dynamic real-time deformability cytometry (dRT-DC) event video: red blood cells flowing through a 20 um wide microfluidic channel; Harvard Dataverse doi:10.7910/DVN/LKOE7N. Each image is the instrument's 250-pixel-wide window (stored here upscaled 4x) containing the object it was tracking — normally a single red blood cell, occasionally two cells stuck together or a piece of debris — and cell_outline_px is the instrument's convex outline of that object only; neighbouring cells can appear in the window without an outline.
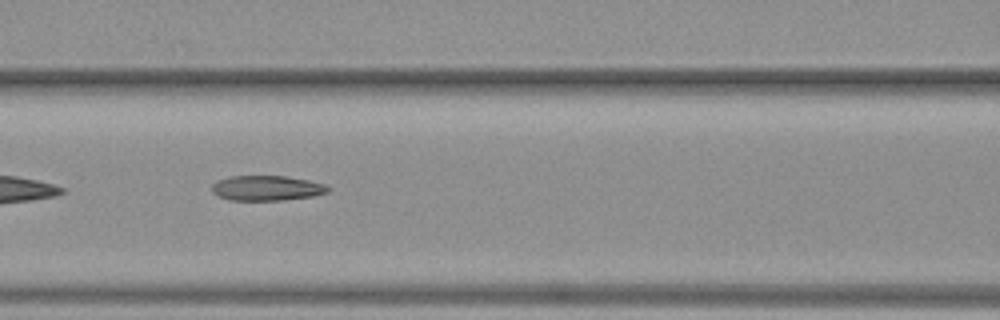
{"species": "common noctule bat (a hibernating species)", "species_latin": "Nyctalus noctula", "temperature_condition": "warm", "stored_images_in_passage": 42, "camera_frame_rate_fps": 3000, "um_per_image_px": 0.085, "animal": {"sex": "female", "body_mass_g": 19.3, "forearm_length_mm": 54.1}, "frame": {"image": 1, "passage_image": 17, "time_ms": 5.333, "image_size_px": [1000, 320], "cell_outline_px": [[332, 188], [328, 192], [312, 196], [284, 200], [228, 200], [212, 192], [212, 184], [216, 180], [232, 176], [288, 176], [308, 180], [324, 184]], "centroid_in_image_um": [22.68, 15.98], "position_along_channel_um": 143.9, "area_um2": 16.99}}
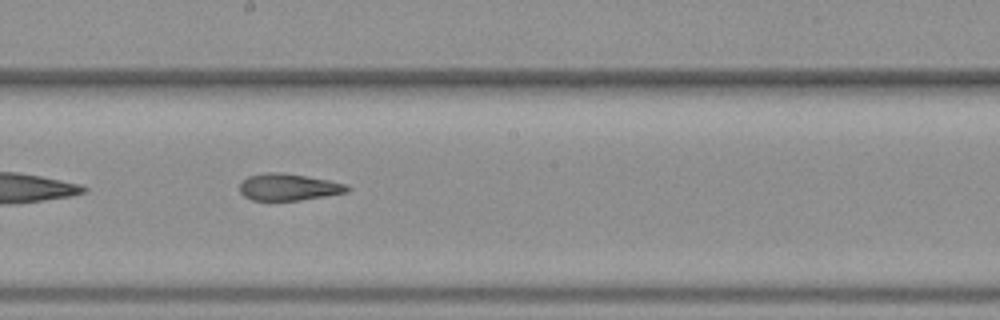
{"frame": {"image": 2, "passage_image": 23, "time_ms": 7.333, "image_size_px": [1000, 320], "cell_outline_px": [[352, 188], [348, 192], [324, 196], [296, 200], [252, 200], [244, 196], [240, 192], [240, 184], [248, 176], [268, 172], [280, 172], [328, 180], [348, 184]], "centroid_in_image_um": [24.54, 15.9], "position_along_channel_um": 223.7, "area_um2": 16.65}}
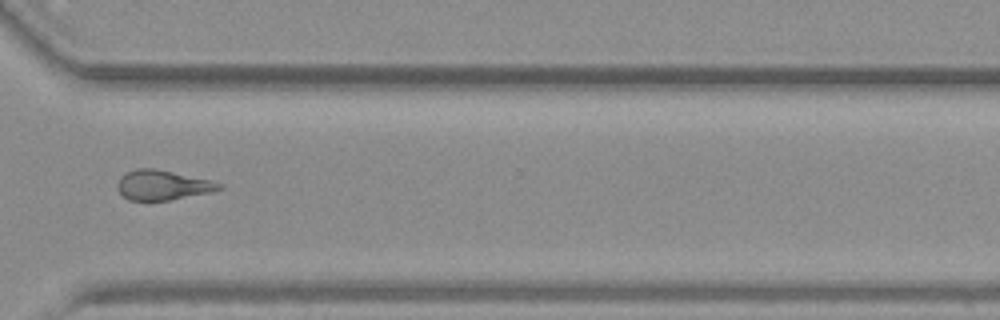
{"frame": {"image": 3, "passage_image": 33, "time_ms": 10.667, "image_size_px": [1000, 320], "cell_outline_px": [[224, 188], [208, 192], [168, 200], [128, 200], [120, 192], [116, 184], [120, 176], [136, 168], [156, 168], [212, 180], [220, 184]], "centroid_in_image_um": [13.79, 15.71], "position_along_channel_um": 356.8, "area_um2": 17.51}}